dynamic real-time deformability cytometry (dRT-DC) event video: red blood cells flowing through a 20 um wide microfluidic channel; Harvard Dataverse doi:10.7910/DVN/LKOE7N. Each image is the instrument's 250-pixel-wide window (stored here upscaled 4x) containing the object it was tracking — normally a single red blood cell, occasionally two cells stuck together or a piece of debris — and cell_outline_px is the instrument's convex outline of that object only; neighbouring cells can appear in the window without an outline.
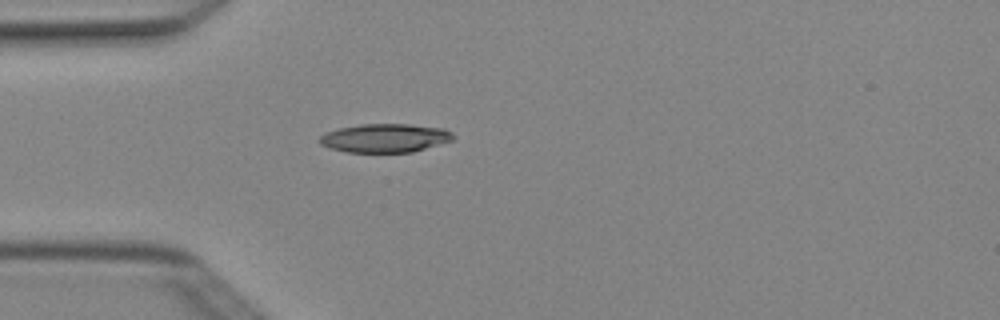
{"species": "Egyptian fruit bat (a non-hibernating species)", "species_latin": "Rousettus aegyptiacus", "temperature_condition": "cold", "stored_images_in_passage": 3, "camera_frame_rate_fps": 3000, "um_per_image_px": 0.085, "animal": {"sex": "female"}, "frame": {"image": 1, "passage_image": 3, "time_ms": 0.667, "image_size_px": [1000, 320], "cell_outline_px": [[452, 140], [412, 152], [344, 152], [320, 144], [316, 140], [324, 132], [340, 128], [360, 124], [408, 124], [444, 128], [452, 132]], "centroid_in_image_um": [32.67, 11.73], "position_along_channel_um": 52.3, "area_um2": 22.25}}